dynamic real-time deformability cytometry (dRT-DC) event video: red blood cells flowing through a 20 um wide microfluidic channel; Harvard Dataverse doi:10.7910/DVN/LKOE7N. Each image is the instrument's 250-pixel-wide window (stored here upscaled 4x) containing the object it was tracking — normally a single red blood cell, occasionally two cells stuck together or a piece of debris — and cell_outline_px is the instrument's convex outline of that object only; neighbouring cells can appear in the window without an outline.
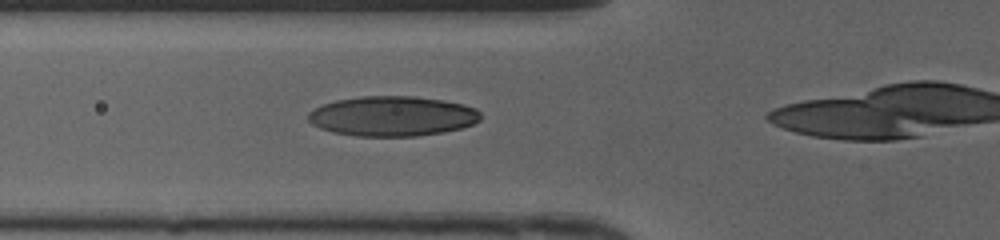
{"species": "human", "species_latin": "Homo sapiens", "temperature_condition": "cold", "stored_images_in_passage": 11, "camera_frame_rate_fps": 3000, "um_per_image_px": 0.085, "donor": {"sex": "female"}, "frame": {"image": 1, "passage_image": 4, "time_ms": 1.0, "image_size_px": [1000, 240], "cell_outline_px": [[480, 120], [472, 124], [460, 128], [444, 132], [416, 136], [356, 136], [332, 132], [320, 128], [312, 124], [308, 120], [308, 112], [324, 104], [336, 100], [360, 96], [416, 96], [444, 100], [464, 104], [476, 108], [480, 112]], "centroid_in_image_um": [33.36, 9.87], "position_along_channel_um": 92.4, "area_um2": 40.29}}
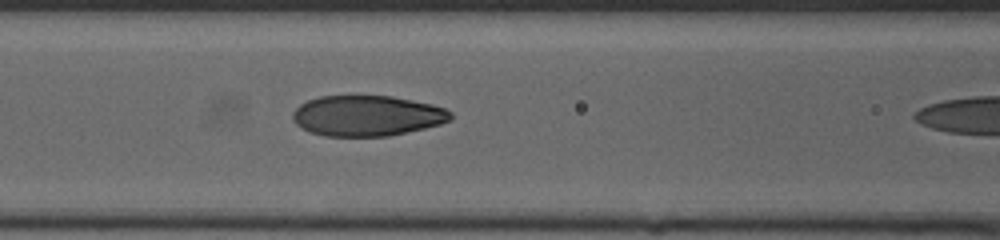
{"frame": {"image": 2, "passage_image": 7, "time_ms": 2.0, "image_size_px": [1000, 240], "cell_outline_px": [[452, 120], [440, 124], [424, 128], [388, 136], [324, 136], [308, 132], [296, 124], [292, 120], [292, 112], [300, 104], [308, 100], [320, 96], [392, 96], [432, 104], [444, 108], [452, 112]], "centroid_in_image_um": [31.18, 9.84], "position_along_channel_um": 135.4, "area_um2": 37.45}}
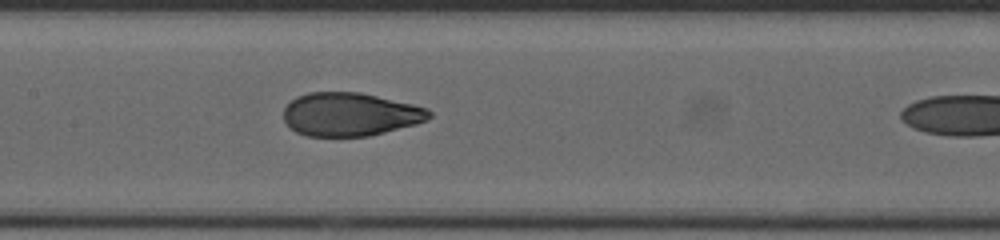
{"frame": {"image": 3, "passage_image": 10, "time_ms": 3.0, "image_size_px": [1000, 240], "cell_outline_px": [[432, 116], [428, 120], [416, 124], [368, 136], [308, 136], [296, 132], [288, 128], [284, 120], [284, 108], [296, 96], [308, 92], [360, 92], [412, 104], [428, 108], [432, 112]], "centroid_in_image_um": [29.75, 9.72], "position_along_channel_um": 177.7, "area_um2": 36.93}}